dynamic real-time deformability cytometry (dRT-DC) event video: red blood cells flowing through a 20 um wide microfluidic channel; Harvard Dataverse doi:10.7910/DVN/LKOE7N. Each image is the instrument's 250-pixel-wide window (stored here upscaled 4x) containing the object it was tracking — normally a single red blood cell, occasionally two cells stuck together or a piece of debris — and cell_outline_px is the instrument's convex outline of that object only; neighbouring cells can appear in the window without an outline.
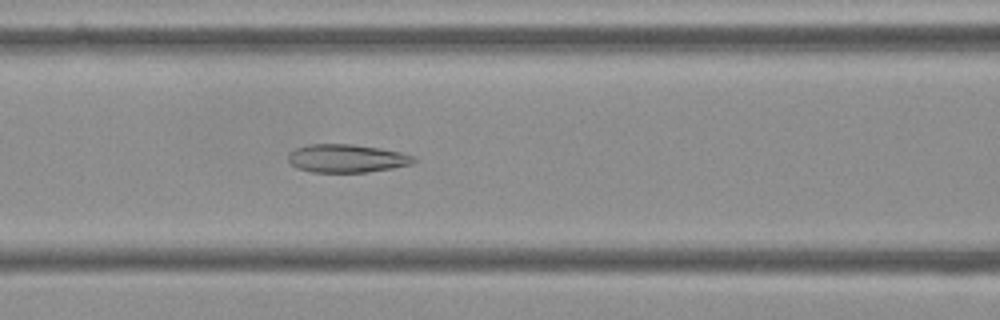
{"species": "Egyptian fruit bat (a non-hibernating species)", "species_latin": "Rousettus aegyptiacus", "temperature_condition": "cold", "stored_images_in_passage": 41, "camera_frame_rate_fps": 3000, "um_per_image_px": 0.085, "frame": {"image": 1, "passage_image": 9, "time_ms": 2.667, "image_size_px": [1000, 320], "cell_outline_px": [[416, 160], [412, 164], [392, 168], [368, 172], [312, 172], [296, 168], [288, 160], [288, 152], [296, 148], [308, 144], [352, 144], [380, 148], [400, 152], [412, 156]], "centroid_in_image_um": [29.44, 13.46], "position_along_channel_um": 137.2, "area_um2": 20.63}}
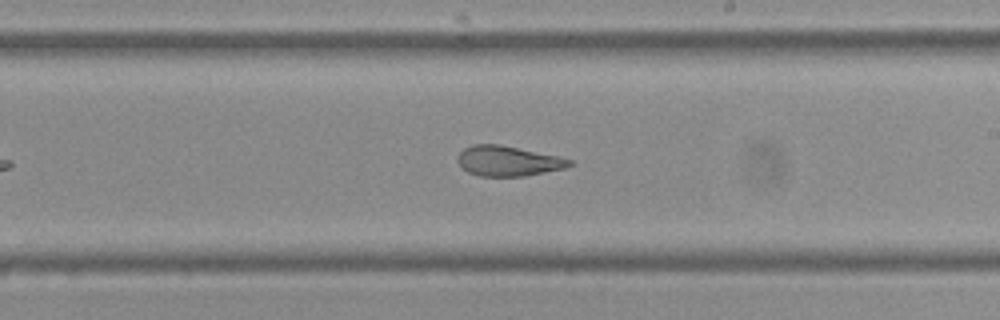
{"frame": {"image": 2, "passage_image": 18, "time_ms": 5.667, "image_size_px": [1000, 320], "cell_outline_px": [[572, 164], [564, 168], [524, 176], [480, 176], [468, 172], [460, 168], [456, 160], [456, 156], [464, 148], [472, 144], [500, 144], [556, 156], [572, 160]], "centroid_in_image_um": [43.1, 13.68], "position_along_channel_um": 245.9, "area_um2": 19.59}}
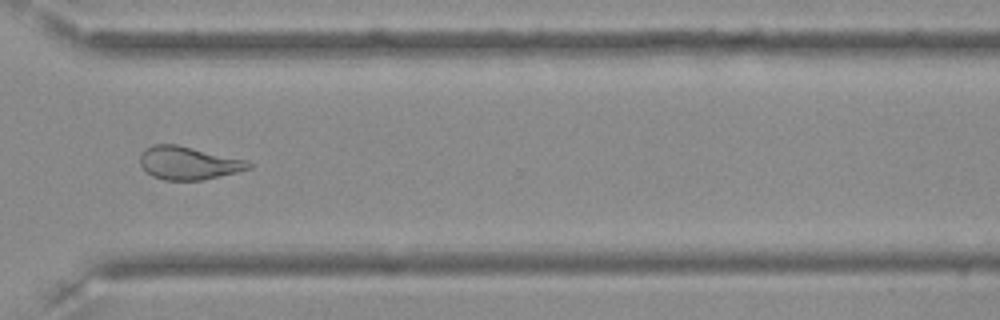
{"frame": {"image": 3, "passage_image": 27, "time_ms": 8.667, "image_size_px": [1000, 320], "cell_outline_px": [[252, 168], [236, 172], [200, 180], [164, 180], [152, 176], [144, 172], [140, 164], [140, 156], [148, 148], [156, 144], [176, 144], [248, 160], [252, 164]], "centroid_in_image_um": [16.02, 13.86], "position_along_channel_um": 354.6, "area_um2": 20.81}, "authors_computed_cell_mechanics": {"area_um2": 20.9814, "velocity_mm_per_s": 3.6289, "shape_relaxation_time_tau1_ms": null, "shape_relaxation_time_tau2_ms": 2.1227, "deformation_change_tau1": null, "deformation_change_tau2": 0.0967}}